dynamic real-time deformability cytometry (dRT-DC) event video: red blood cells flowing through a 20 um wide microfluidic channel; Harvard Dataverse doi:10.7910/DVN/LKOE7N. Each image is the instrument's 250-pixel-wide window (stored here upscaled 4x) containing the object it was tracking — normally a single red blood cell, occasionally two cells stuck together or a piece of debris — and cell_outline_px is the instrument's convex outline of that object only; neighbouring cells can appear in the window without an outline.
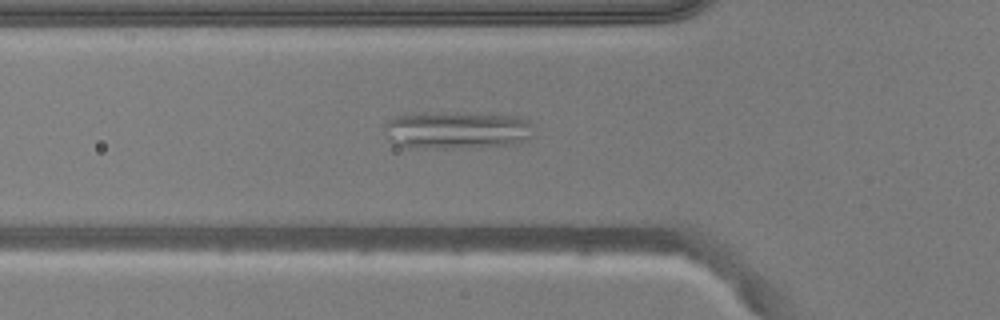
{"species": "common noctule bat (a hibernating species)", "species_latin": "Nyctalus noctula", "temperature_condition": "warm", "stored_images_in_passage": 42, "camera_frame_rate_fps": 3000, "um_per_image_px": 0.085, "animal": {"sex": "male", "body_mass_g": 20.5, "forearm_length_mm": 52.5}, "frame": {"image": 1, "passage_image": 8, "time_ms": 2.333, "image_size_px": [1000, 320], "cell_outline_px": [[536, 136], [528, 140], [516, 144], [464, 148], [392, 148], [384, 128], [384, 124], [388, 120], [396, 116], [420, 112], [488, 112], [524, 116], [532, 124]], "centroid_in_image_um": [38.87, 11.05], "position_along_channel_um": 86.9, "area_um2": 34.62}}
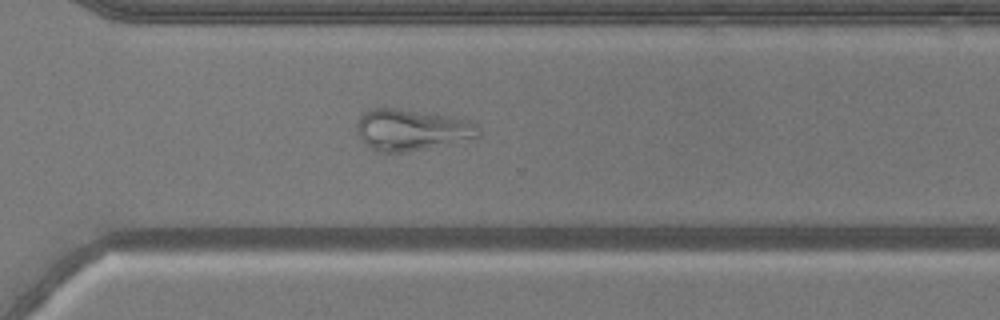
{"frame": {"image": 2, "passage_image": 27, "time_ms": 8.667, "image_size_px": [1000, 320], "cell_outline_px": [[480, 136], [424, 148], [400, 152], [376, 152], [364, 144], [356, 132], [356, 124], [360, 116], [364, 112], [372, 108], [396, 108], [452, 116], [468, 120], [480, 124]], "centroid_in_image_um": [34.95, 11.02], "position_along_channel_um": 335.7, "area_um2": 29.25}}
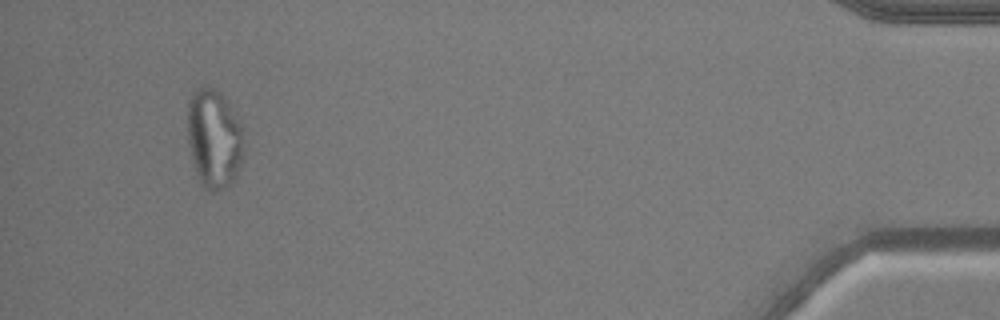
{"frame": {"image": 3, "passage_image": 39, "time_ms": 12.667, "image_size_px": [1000, 320], "cell_outline_px": [[248, 148], [240, 168], [236, 176], [224, 188], [216, 192], [212, 192], [204, 188], [196, 172], [192, 160], [188, 144], [188, 100], [192, 92], [196, 88], [204, 84], [216, 88], [224, 96], [244, 124]], "centroid_in_image_um": [18.27, 11.73], "position_along_channel_um": 416.9, "area_um2": 34.04}}